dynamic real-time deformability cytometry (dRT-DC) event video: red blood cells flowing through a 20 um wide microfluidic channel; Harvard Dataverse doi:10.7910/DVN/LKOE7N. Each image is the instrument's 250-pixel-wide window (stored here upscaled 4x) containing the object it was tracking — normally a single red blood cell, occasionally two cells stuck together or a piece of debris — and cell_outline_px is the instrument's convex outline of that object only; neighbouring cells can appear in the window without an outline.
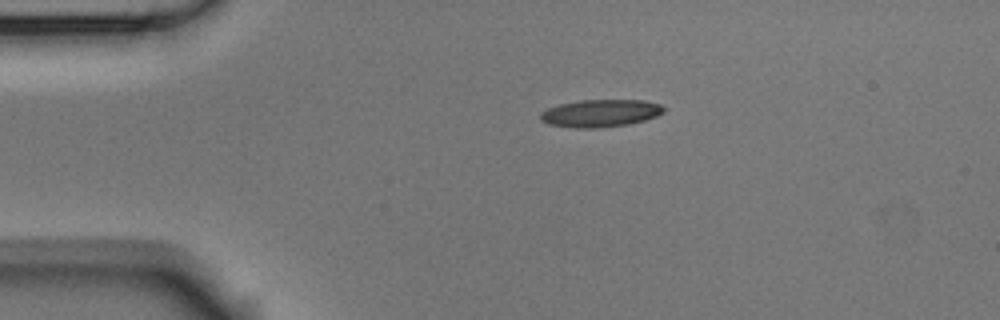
{"species": "Egyptian fruit bat (a non-hibernating species)", "species_latin": "Rousettus aegyptiacus", "temperature_condition": "room temperature", "stored_images_in_passage": 2, "camera_frame_rate_fps": 3000, "um_per_image_px": 0.085, "animal": {"sex": "male"}, "frame": {"image": 1, "passage_image": 1, "time_ms": 0.0, "image_size_px": [1000, 320], "cell_outline_px": [[664, 112], [656, 116], [644, 120], [628, 124], [596, 128], [572, 128], [548, 124], [540, 120], [540, 112], [548, 108], [560, 104], [580, 100], [644, 100], [660, 104], [664, 108]], "centroid_in_image_um": [51.01, 9.62], "position_along_channel_um": 34.0, "area_um2": 19.77}}